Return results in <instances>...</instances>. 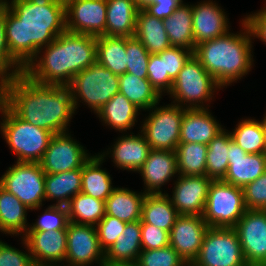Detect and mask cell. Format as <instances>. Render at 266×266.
Here are the masks:
<instances>
[{
	"instance_id": "cell-14",
	"label": "cell",
	"mask_w": 266,
	"mask_h": 266,
	"mask_svg": "<svg viewBox=\"0 0 266 266\" xmlns=\"http://www.w3.org/2000/svg\"><path fill=\"white\" fill-rule=\"evenodd\" d=\"M66 233L68 266H87L94 260L105 266V252L100 246L96 226L69 222Z\"/></svg>"
},
{
	"instance_id": "cell-45",
	"label": "cell",
	"mask_w": 266,
	"mask_h": 266,
	"mask_svg": "<svg viewBox=\"0 0 266 266\" xmlns=\"http://www.w3.org/2000/svg\"><path fill=\"white\" fill-rule=\"evenodd\" d=\"M157 55L164 58L165 75H169L174 80L193 55V51L185 47L171 46Z\"/></svg>"
},
{
	"instance_id": "cell-30",
	"label": "cell",
	"mask_w": 266,
	"mask_h": 266,
	"mask_svg": "<svg viewBox=\"0 0 266 266\" xmlns=\"http://www.w3.org/2000/svg\"><path fill=\"white\" fill-rule=\"evenodd\" d=\"M179 216L168 194H146L142 202L141 220L170 233Z\"/></svg>"
},
{
	"instance_id": "cell-10",
	"label": "cell",
	"mask_w": 266,
	"mask_h": 266,
	"mask_svg": "<svg viewBox=\"0 0 266 266\" xmlns=\"http://www.w3.org/2000/svg\"><path fill=\"white\" fill-rule=\"evenodd\" d=\"M215 88L221 87L192 55L174 79L169 94L175 98L173 103L176 101L178 105L179 102H189L191 106L188 105L187 108L198 109L204 108L199 103L210 100Z\"/></svg>"
},
{
	"instance_id": "cell-4",
	"label": "cell",
	"mask_w": 266,
	"mask_h": 266,
	"mask_svg": "<svg viewBox=\"0 0 266 266\" xmlns=\"http://www.w3.org/2000/svg\"><path fill=\"white\" fill-rule=\"evenodd\" d=\"M242 25L246 29L243 34L228 32L224 36L196 45L193 52L220 87L241 79L251 69L253 60L250 37L253 35L245 20Z\"/></svg>"
},
{
	"instance_id": "cell-2",
	"label": "cell",
	"mask_w": 266,
	"mask_h": 266,
	"mask_svg": "<svg viewBox=\"0 0 266 266\" xmlns=\"http://www.w3.org/2000/svg\"><path fill=\"white\" fill-rule=\"evenodd\" d=\"M0 100L18 118L53 134L66 132L75 111L68 86L40 84L23 72L0 83Z\"/></svg>"
},
{
	"instance_id": "cell-48",
	"label": "cell",
	"mask_w": 266,
	"mask_h": 266,
	"mask_svg": "<svg viewBox=\"0 0 266 266\" xmlns=\"http://www.w3.org/2000/svg\"><path fill=\"white\" fill-rule=\"evenodd\" d=\"M15 66L12 72H8L9 69ZM23 72L21 69H17V65L9 57V49L5 39V27H4V4L0 3V83L7 80L14 75Z\"/></svg>"
},
{
	"instance_id": "cell-3",
	"label": "cell",
	"mask_w": 266,
	"mask_h": 266,
	"mask_svg": "<svg viewBox=\"0 0 266 266\" xmlns=\"http://www.w3.org/2000/svg\"><path fill=\"white\" fill-rule=\"evenodd\" d=\"M45 48L44 57L39 61L35 58L23 70L31 80L44 85L68 86L76 74L97 58L96 37L87 34L65 31Z\"/></svg>"
},
{
	"instance_id": "cell-39",
	"label": "cell",
	"mask_w": 266,
	"mask_h": 266,
	"mask_svg": "<svg viewBox=\"0 0 266 266\" xmlns=\"http://www.w3.org/2000/svg\"><path fill=\"white\" fill-rule=\"evenodd\" d=\"M230 134L232 140L246 153H266L262 121L245 119Z\"/></svg>"
},
{
	"instance_id": "cell-21",
	"label": "cell",
	"mask_w": 266,
	"mask_h": 266,
	"mask_svg": "<svg viewBox=\"0 0 266 266\" xmlns=\"http://www.w3.org/2000/svg\"><path fill=\"white\" fill-rule=\"evenodd\" d=\"M192 18L195 47L228 33V19L222 9L212 1L192 6Z\"/></svg>"
},
{
	"instance_id": "cell-49",
	"label": "cell",
	"mask_w": 266,
	"mask_h": 266,
	"mask_svg": "<svg viewBox=\"0 0 266 266\" xmlns=\"http://www.w3.org/2000/svg\"><path fill=\"white\" fill-rule=\"evenodd\" d=\"M0 266H35L29 253L21 252L0 241Z\"/></svg>"
},
{
	"instance_id": "cell-36",
	"label": "cell",
	"mask_w": 266,
	"mask_h": 266,
	"mask_svg": "<svg viewBox=\"0 0 266 266\" xmlns=\"http://www.w3.org/2000/svg\"><path fill=\"white\" fill-rule=\"evenodd\" d=\"M66 207L69 222L75 224L95 226L105 216V201L82 192L75 195Z\"/></svg>"
},
{
	"instance_id": "cell-17",
	"label": "cell",
	"mask_w": 266,
	"mask_h": 266,
	"mask_svg": "<svg viewBox=\"0 0 266 266\" xmlns=\"http://www.w3.org/2000/svg\"><path fill=\"white\" fill-rule=\"evenodd\" d=\"M211 182L212 179L206 175H180L175 183L172 199L170 198L178 214L202 216Z\"/></svg>"
},
{
	"instance_id": "cell-15",
	"label": "cell",
	"mask_w": 266,
	"mask_h": 266,
	"mask_svg": "<svg viewBox=\"0 0 266 266\" xmlns=\"http://www.w3.org/2000/svg\"><path fill=\"white\" fill-rule=\"evenodd\" d=\"M89 158L83 146L65 132L52 136L39 163L46 174H57L82 169Z\"/></svg>"
},
{
	"instance_id": "cell-37",
	"label": "cell",
	"mask_w": 266,
	"mask_h": 266,
	"mask_svg": "<svg viewBox=\"0 0 266 266\" xmlns=\"http://www.w3.org/2000/svg\"><path fill=\"white\" fill-rule=\"evenodd\" d=\"M175 153L179 175H206V144L179 143Z\"/></svg>"
},
{
	"instance_id": "cell-52",
	"label": "cell",
	"mask_w": 266,
	"mask_h": 266,
	"mask_svg": "<svg viewBox=\"0 0 266 266\" xmlns=\"http://www.w3.org/2000/svg\"><path fill=\"white\" fill-rule=\"evenodd\" d=\"M139 10L146 9L150 4L155 3V0H134Z\"/></svg>"
},
{
	"instance_id": "cell-7",
	"label": "cell",
	"mask_w": 266,
	"mask_h": 266,
	"mask_svg": "<svg viewBox=\"0 0 266 266\" xmlns=\"http://www.w3.org/2000/svg\"><path fill=\"white\" fill-rule=\"evenodd\" d=\"M246 210L241 187L212 180L202 215L209 227L233 228Z\"/></svg>"
},
{
	"instance_id": "cell-42",
	"label": "cell",
	"mask_w": 266,
	"mask_h": 266,
	"mask_svg": "<svg viewBox=\"0 0 266 266\" xmlns=\"http://www.w3.org/2000/svg\"><path fill=\"white\" fill-rule=\"evenodd\" d=\"M69 223L67 207L51 205L36 223L27 231H58L67 228Z\"/></svg>"
},
{
	"instance_id": "cell-53",
	"label": "cell",
	"mask_w": 266,
	"mask_h": 266,
	"mask_svg": "<svg viewBox=\"0 0 266 266\" xmlns=\"http://www.w3.org/2000/svg\"><path fill=\"white\" fill-rule=\"evenodd\" d=\"M112 266H140L137 262L118 263Z\"/></svg>"
},
{
	"instance_id": "cell-32",
	"label": "cell",
	"mask_w": 266,
	"mask_h": 266,
	"mask_svg": "<svg viewBox=\"0 0 266 266\" xmlns=\"http://www.w3.org/2000/svg\"><path fill=\"white\" fill-rule=\"evenodd\" d=\"M119 93L123 94L139 110L154 109L161 98L148 79L130 73L119 75Z\"/></svg>"
},
{
	"instance_id": "cell-54",
	"label": "cell",
	"mask_w": 266,
	"mask_h": 266,
	"mask_svg": "<svg viewBox=\"0 0 266 266\" xmlns=\"http://www.w3.org/2000/svg\"><path fill=\"white\" fill-rule=\"evenodd\" d=\"M265 118L262 121V126L264 129V136H265V146H266V116H264Z\"/></svg>"
},
{
	"instance_id": "cell-50",
	"label": "cell",
	"mask_w": 266,
	"mask_h": 266,
	"mask_svg": "<svg viewBox=\"0 0 266 266\" xmlns=\"http://www.w3.org/2000/svg\"><path fill=\"white\" fill-rule=\"evenodd\" d=\"M182 2V0H155V3L150 4L144 10L151 16L165 19L170 17Z\"/></svg>"
},
{
	"instance_id": "cell-6",
	"label": "cell",
	"mask_w": 266,
	"mask_h": 266,
	"mask_svg": "<svg viewBox=\"0 0 266 266\" xmlns=\"http://www.w3.org/2000/svg\"><path fill=\"white\" fill-rule=\"evenodd\" d=\"M119 86V75L105 68L97 60L76 74L68 85L75 109L80 97L96 113L119 93Z\"/></svg>"
},
{
	"instance_id": "cell-12",
	"label": "cell",
	"mask_w": 266,
	"mask_h": 266,
	"mask_svg": "<svg viewBox=\"0 0 266 266\" xmlns=\"http://www.w3.org/2000/svg\"><path fill=\"white\" fill-rule=\"evenodd\" d=\"M248 266H266V210L247 209L233 227Z\"/></svg>"
},
{
	"instance_id": "cell-5",
	"label": "cell",
	"mask_w": 266,
	"mask_h": 266,
	"mask_svg": "<svg viewBox=\"0 0 266 266\" xmlns=\"http://www.w3.org/2000/svg\"><path fill=\"white\" fill-rule=\"evenodd\" d=\"M0 112L4 115L1 132L18 155L17 162H40L54 134L18 118L1 100Z\"/></svg>"
},
{
	"instance_id": "cell-9",
	"label": "cell",
	"mask_w": 266,
	"mask_h": 266,
	"mask_svg": "<svg viewBox=\"0 0 266 266\" xmlns=\"http://www.w3.org/2000/svg\"><path fill=\"white\" fill-rule=\"evenodd\" d=\"M45 174L39 162H17L1 177L0 186L29 209H39L45 199Z\"/></svg>"
},
{
	"instance_id": "cell-29",
	"label": "cell",
	"mask_w": 266,
	"mask_h": 266,
	"mask_svg": "<svg viewBox=\"0 0 266 266\" xmlns=\"http://www.w3.org/2000/svg\"><path fill=\"white\" fill-rule=\"evenodd\" d=\"M82 169L45 174V199H57V206H67L81 192Z\"/></svg>"
},
{
	"instance_id": "cell-43",
	"label": "cell",
	"mask_w": 266,
	"mask_h": 266,
	"mask_svg": "<svg viewBox=\"0 0 266 266\" xmlns=\"http://www.w3.org/2000/svg\"><path fill=\"white\" fill-rule=\"evenodd\" d=\"M96 230L101 248L108 250L123 233L126 222L105 215L97 224Z\"/></svg>"
},
{
	"instance_id": "cell-47",
	"label": "cell",
	"mask_w": 266,
	"mask_h": 266,
	"mask_svg": "<svg viewBox=\"0 0 266 266\" xmlns=\"http://www.w3.org/2000/svg\"><path fill=\"white\" fill-rule=\"evenodd\" d=\"M141 246L142 250L160 249L169 246L170 234L152 224L141 220Z\"/></svg>"
},
{
	"instance_id": "cell-41",
	"label": "cell",
	"mask_w": 266,
	"mask_h": 266,
	"mask_svg": "<svg viewBox=\"0 0 266 266\" xmlns=\"http://www.w3.org/2000/svg\"><path fill=\"white\" fill-rule=\"evenodd\" d=\"M136 262L140 266H189L170 245L160 249L142 250Z\"/></svg>"
},
{
	"instance_id": "cell-44",
	"label": "cell",
	"mask_w": 266,
	"mask_h": 266,
	"mask_svg": "<svg viewBox=\"0 0 266 266\" xmlns=\"http://www.w3.org/2000/svg\"><path fill=\"white\" fill-rule=\"evenodd\" d=\"M147 71V79L160 95L165 90L167 93L170 92L174 80L169 75H165L164 58H160L157 54H150Z\"/></svg>"
},
{
	"instance_id": "cell-13",
	"label": "cell",
	"mask_w": 266,
	"mask_h": 266,
	"mask_svg": "<svg viewBox=\"0 0 266 266\" xmlns=\"http://www.w3.org/2000/svg\"><path fill=\"white\" fill-rule=\"evenodd\" d=\"M64 1L66 31L94 37L106 35V0Z\"/></svg>"
},
{
	"instance_id": "cell-11",
	"label": "cell",
	"mask_w": 266,
	"mask_h": 266,
	"mask_svg": "<svg viewBox=\"0 0 266 266\" xmlns=\"http://www.w3.org/2000/svg\"><path fill=\"white\" fill-rule=\"evenodd\" d=\"M155 109L145 120L141 133L151 149L175 151L180 143L181 122L186 108L179 103Z\"/></svg>"
},
{
	"instance_id": "cell-25",
	"label": "cell",
	"mask_w": 266,
	"mask_h": 266,
	"mask_svg": "<svg viewBox=\"0 0 266 266\" xmlns=\"http://www.w3.org/2000/svg\"><path fill=\"white\" fill-rule=\"evenodd\" d=\"M143 135H125L120 137L112 150L114 163L119 168L138 171L146 161L151 151Z\"/></svg>"
},
{
	"instance_id": "cell-19",
	"label": "cell",
	"mask_w": 266,
	"mask_h": 266,
	"mask_svg": "<svg viewBox=\"0 0 266 266\" xmlns=\"http://www.w3.org/2000/svg\"><path fill=\"white\" fill-rule=\"evenodd\" d=\"M228 163V169L222 181L243 188L266 171V153H246L231 140Z\"/></svg>"
},
{
	"instance_id": "cell-8",
	"label": "cell",
	"mask_w": 266,
	"mask_h": 266,
	"mask_svg": "<svg viewBox=\"0 0 266 266\" xmlns=\"http://www.w3.org/2000/svg\"><path fill=\"white\" fill-rule=\"evenodd\" d=\"M190 266H248L234 228L209 227Z\"/></svg>"
},
{
	"instance_id": "cell-1",
	"label": "cell",
	"mask_w": 266,
	"mask_h": 266,
	"mask_svg": "<svg viewBox=\"0 0 266 266\" xmlns=\"http://www.w3.org/2000/svg\"><path fill=\"white\" fill-rule=\"evenodd\" d=\"M5 39L10 59L22 71L44 46L66 31L64 0H5ZM44 45V46H43Z\"/></svg>"
},
{
	"instance_id": "cell-24",
	"label": "cell",
	"mask_w": 266,
	"mask_h": 266,
	"mask_svg": "<svg viewBox=\"0 0 266 266\" xmlns=\"http://www.w3.org/2000/svg\"><path fill=\"white\" fill-rule=\"evenodd\" d=\"M141 236V220L126 223L123 233L105 251V266L136 262L142 251Z\"/></svg>"
},
{
	"instance_id": "cell-51",
	"label": "cell",
	"mask_w": 266,
	"mask_h": 266,
	"mask_svg": "<svg viewBox=\"0 0 266 266\" xmlns=\"http://www.w3.org/2000/svg\"><path fill=\"white\" fill-rule=\"evenodd\" d=\"M250 27L252 35L266 42V8L244 19Z\"/></svg>"
},
{
	"instance_id": "cell-22",
	"label": "cell",
	"mask_w": 266,
	"mask_h": 266,
	"mask_svg": "<svg viewBox=\"0 0 266 266\" xmlns=\"http://www.w3.org/2000/svg\"><path fill=\"white\" fill-rule=\"evenodd\" d=\"M223 130L205 108H186L181 122L180 143L208 145Z\"/></svg>"
},
{
	"instance_id": "cell-40",
	"label": "cell",
	"mask_w": 266,
	"mask_h": 266,
	"mask_svg": "<svg viewBox=\"0 0 266 266\" xmlns=\"http://www.w3.org/2000/svg\"><path fill=\"white\" fill-rule=\"evenodd\" d=\"M126 56V72L147 79L150 53L135 36L126 37Z\"/></svg>"
},
{
	"instance_id": "cell-23",
	"label": "cell",
	"mask_w": 266,
	"mask_h": 266,
	"mask_svg": "<svg viewBox=\"0 0 266 266\" xmlns=\"http://www.w3.org/2000/svg\"><path fill=\"white\" fill-rule=\"evenodd\" d=\"M106 36L133 37L139 9L134 0H106Z\"/></svg>"
},
{
	"instance_id": "cell-35",
	"label": "cell",
	"mask_w": 266,
	"mask_h": 266,
	"mask_svg": "<svg viewBox=\"0 0 266 266\" xmlns=\"http://www.w3.org/2000/svg\"><path fill=\"white\" fill-rule=\"evenodd\" d=\"M139 109L123 94L117 93L98 112L99 118L119 130L126 131L134 126Z\"/></svg>"
},
{
	"instance_id": "cell-28",
	"label": "cell",
	"mask_w": 266,
	"mask_h": 266,
	"mask_svg": "<svg viewBox=\"0 0 266 266\" xmlns=\"http://www.w3.org/2000/svg\"><path fill=\"white\" fill-rule=\"evenodd\" d=\"M105 156L104 154L90 156L82 167L81 192L102 201H106L116 189L111 185L110 175L106 170L100 169Z\"/></svg>"
},
{
	"instance_id": "cell-26",
	"label": "cell",
	"mask_w": 266,
	"mask_h": 266,
	"mask_svg": "<svg viewBox=\"0 0 266 266\" xmlns=\"http://www.w3.org/2000/svg\"><path fill=\"white\" fill-rule=\"evenodd\" d=\"M150 54L160 53L171 47L163 19L151 16L145 10H139L134 35Z\"/></svg>"
},
{
	"instance_id": "cell-16",
	"label": "cell",
	"mask_w": 266,
	"mask_h": 266,
	"mask_svg": "<svg viewBox=\"0 0 266 266\" xmlns=\"http://www.w3.org/2000/svg\"><path fill=\"white\" fill-rule=\"evenodd\" d=\"M208 228L202 216L179 215L169 233V245L190 266L199 255Z\"/></svg>"
},
{
	"instance_id": "cell-27",
	"label": "cell",
	"mask_w": 266,
	"mask_h": 266,
	"mask_svg": "<svg viewBox=\"0 0 266 266\" xmlns=\"http://www.w3.org/2000/svg\"><path fill=\"white\" fill-rule=\"evenodd\" d=\"M145 196V192L137 194L126 188H116L105 201V215L126 223L141 220L142 202Z\"/></svg>"
},
{
	"instance_id": "cell-38",
	"label": "cell",
	"mask_w": 266,
	"mask_h": 266,
	"mask_svg": "<svg viewBox=\"0 0 266 266\" xmlns=\"http://www.w3.org/2000/svg\"><path fill=\"white\" fill-rule=\"evenodd\" d=\"M230 133L223 130L207 145L206 176L212 180H222L228 169Z\"/></svg>"
},
{
	"instance_id": "cell-34",
	"label": "cell",
	"mask_w": 266,
	"mask_h": 266,
	"mask_svg": "<svg viewBox=\"0 0 266 266\" xmlns=\"http://www.w3.org/2000/svg\"><path fill=\"white\" fill-rule=\"evenodd\" d=\"M25 206L16 196L0 186V231L5 234H19L29 229ZM27 228V229H26Z\"/></svg>"
},
{
	"instance_id": "cell-20",
	"label": "cell",
	"mask_w": 266,
	"mask_h": 266,
	"mask_svg": "<svg viewBox=\"0 0 266 266\" xmlns=\"http://www.w3.org/2000/svg\"><path fill=\"white\" fill-rule=\"evenodd\" d=\"M138 171L146 184V194H162L160 187L178 172L175 151L152 149Z\"/></svg>"
},
{
	"instance_id": "cell-18",
	"label": "cell",
	"mask_w": 266,
	"mask_h": 266,
	"mask_svg": "<svg viewBox=\"0 0 266 266\" xmlns=\"http://www.w3.org/2000/svg\"><path fill=\"white\" fill-rule=\"evenodd\" d=\"M23 241L35 266H54L51 265L52 262H55L56 265V262L65 261L67 250L66 229L48 232L27 231Z\"/></svg>"
},
{
	"instance_id": "cell-33",
	"label": "cell",
	"mask_w": 266,
	"mask_h": 266,
	"mask_svg": "<svg viewBox=\"0 0 266 266\" xmlns=\"http://www.w3.org/2000/svg\"><path fill=\"white\" fill-rule=\"evenodd\" d=\"M96 60L116 75L126 73V37L98 36L96 37Z\"/></svg>"
},
{
	"instance_id": "cell-31",
	"label": "cell",
	"mask_w": 266,
	"mask_h": 266,
	"mask_svg": "<svg viewBox=\"0 0 266 266\" xmlns=\"http://www.w3.org/2000/svg\"><path fill=\"white\" fill-rule=\"evenodd\" d=\"M163 22L172 46L185 47L194 52L192 5L182 3L170 17L163 19Z\"/></svg>"
},
{
	"instance_id": "cell-46",
	"label": "cell",
	"mask_w": 266,
	"mask_h": 266,
	"mask_svg": "<svg viewBox=\"0 0 266 266\" xmlns=\"http://www.w3.org/2000/svg\"><path fill=\"white\" fill-rule=\"evenodd\" d=\"M242 189L246 209L266 210V171Z\"/></svg>"
}]
</instances>
